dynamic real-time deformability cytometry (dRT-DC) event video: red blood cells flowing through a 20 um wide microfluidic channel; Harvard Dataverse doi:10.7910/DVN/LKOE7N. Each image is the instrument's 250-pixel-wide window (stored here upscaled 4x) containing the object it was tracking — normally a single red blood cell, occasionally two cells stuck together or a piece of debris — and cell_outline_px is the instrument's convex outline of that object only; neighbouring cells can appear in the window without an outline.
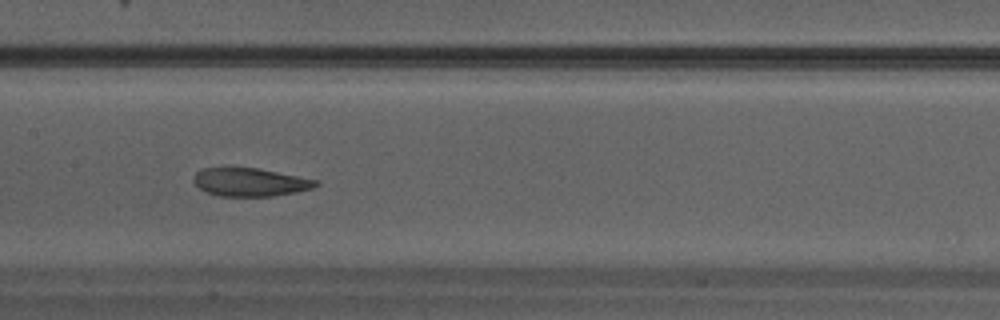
{"species": "Egyptian fruit bat (a non-hibernating species)", "species_latin": "Rousettus aegyptiacus", "temperature_condition": "warm", "stored_images_in_passage": 30, "camera_frame_rate_fps": 3000, "um_per_image_px": 0.085, "animal": {"sex": "male"}, "frame": {"image": 1, "passage_image": 13, "time_ms": 4.0, "image_size_px": [1000, 320], "cell_outline_px": [[320, 184], [312, 188], [296, 192], [272, 196], [220, 196], [208, 192], [200, 188], [192, 180], [192, 176], [196, 172], [204, 168], [256, 168], [320, 180]], "centroid_in_image_um": [21.28, 15.48], "position_along_channel_um": 186.1, "area_um2": 20.0}}
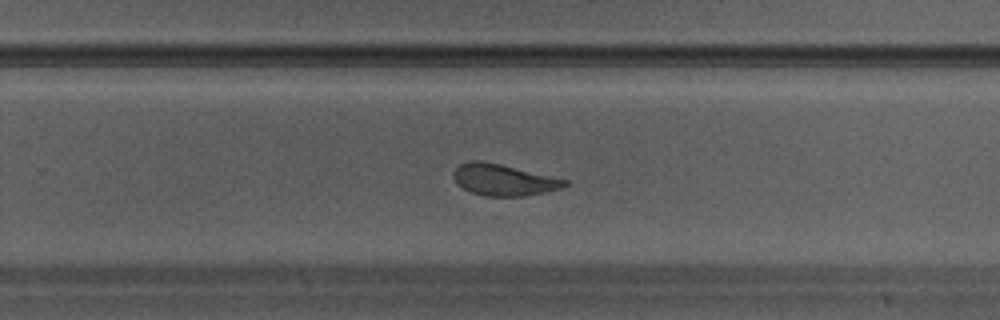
{"frame": {"image": 2, "passage_image": 18, "time_ms": 5.667, "image_size_px": [1000, 320], "cell_outline_px": [[568, 184], [560, 188], [544, 192], [524, 196], [484, 196], [472, 192], [456, 184], [452, 176], [452, 172], [460, 164], [468, 160], [480, 160], [500, 164], [568, 180]], "centroid_in_image_um": [42.75, 15.28], "position_along_channel_um": 287.1, "area_um2": 20.29}}